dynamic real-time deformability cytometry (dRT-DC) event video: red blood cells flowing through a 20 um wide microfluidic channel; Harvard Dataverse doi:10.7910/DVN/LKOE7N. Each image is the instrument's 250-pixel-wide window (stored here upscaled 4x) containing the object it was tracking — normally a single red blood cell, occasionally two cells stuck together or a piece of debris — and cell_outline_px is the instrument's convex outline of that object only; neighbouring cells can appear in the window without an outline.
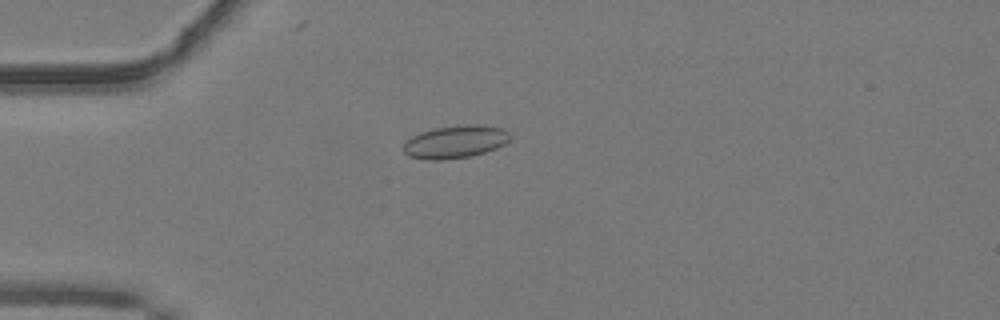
{"species": "common noctule bat (a hibernating species)", "species_latin": "Nyctalus noctula", "temperature_condition": "warm", "stored_images_in_passage": 52, "camera_frame_rate_fps": 3000, "um_per_image_px": 0.085, "animal": {"sex": "male", "body_mass_g": 19.2, "forearm_length_mm": 51.8}, "frame": {"image": 1, "passage_image": 15, "time_ms": 4.667, "image_size_px": [1000, 320], "cell_outline_px": [[512, 136], [504, 144], [496, 148], [484, 152], [468, 156], [444, 160], [424, 160], [408, 156], [400, 148], [412, 136], [420, 132], [436, 128], [468, 124], [476, 124], [500, 128], [508, 132]], "centroid_in_image_um": [38.65, 12.06], "position_along_channel_um": 46.3, "area_um2": 20.29}}
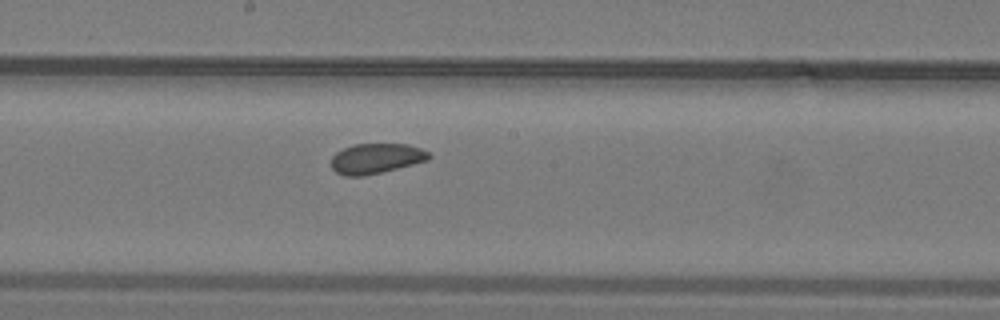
{"frame": {"image": 2, "passage_image": 29, "time_ms": 9.333, "image_size_px": [1000, 320], "cell_outline_px": [[432, 156], [428, 160], [364, 176], [344, 176], [336, 172], [332, 168], [332, 156], [336, 152], [352, 144], [408, 144], [420, 148], [428, 152]], "centroid_in_image_um": [31.95, 13.46], "position_along_channel_um": 216.3, "area_um2": 17.05}}
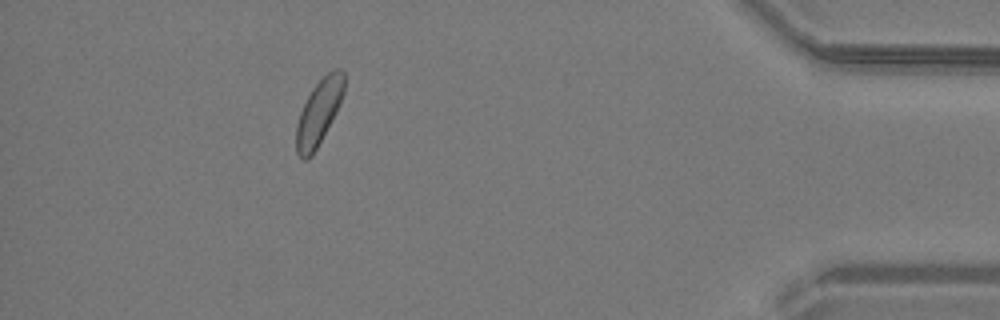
{"frame": {"image": 3, "passage_image": 47, "time_ms": 15.333, "image_size_px": [1000, 320], "cell_outline_px": [[344, 92], [340, 104], [336, 112], [312, 156], [308, 160], [304, 160], [296, 152], [296, 124], [300, 112], [312, 88], [328, 72], [336, 68], [340, 68], [344, 72]], "centroid_in_image_um": [27.1, 9.55], "position_along_channel_um": 408.1, "area_um2": 18.03}, "authors_computed_cell_mechanics": {"area_um2": 18.2937, "velocity_mm_per_s": 4.0736, "shape_relaxation_time_tau1_ms": null, "shape_relaxation_time_tau2_ms": 2.9067, "deformation_change_tau1": null, "deformation_change_tau2": 0.0744}}